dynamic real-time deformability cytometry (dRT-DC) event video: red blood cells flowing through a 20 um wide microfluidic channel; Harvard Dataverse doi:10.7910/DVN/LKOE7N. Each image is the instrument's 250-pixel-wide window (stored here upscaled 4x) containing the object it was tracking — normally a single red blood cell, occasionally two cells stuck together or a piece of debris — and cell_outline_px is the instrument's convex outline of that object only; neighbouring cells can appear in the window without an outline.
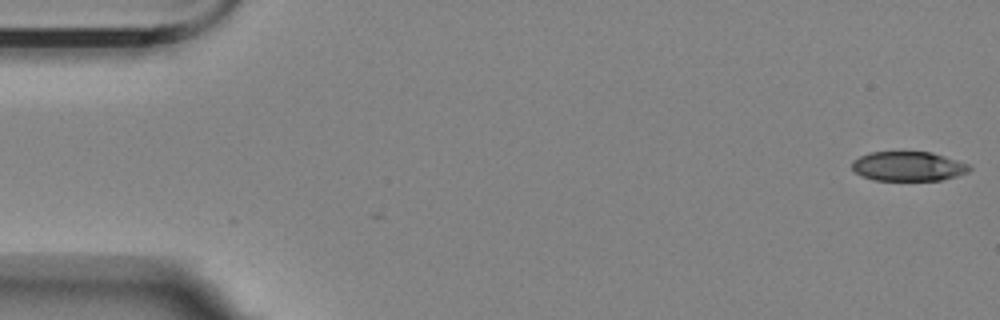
{"species": "Egyptian fruit bat (a non-hibernating species)", "species_latin": "Rousettus aegyptiacus", "temperature_condition": "room temperature", "stored_images_in_passage": 4, "camera_frame_rate_fps": 3000, "um_per_image_px": 0.085, "animal": {"sex": "female"}, "frame": {"image": 1, "passage_image": 1, "time_ms": 0.0, "image_size_px": [1000, 320], "cell_outline_px": [[972, 168], [968, 172], [956, 176], [940, 180], [872, 180], [860, 176], [852, 168], [852, 160], [860, 156], [872, 152], [932, 152], [968, 164]], "centroid_in_image_um": [77.17, 14.14], "position_along_channel_um": 7.8, "area_um2": 20.11}}